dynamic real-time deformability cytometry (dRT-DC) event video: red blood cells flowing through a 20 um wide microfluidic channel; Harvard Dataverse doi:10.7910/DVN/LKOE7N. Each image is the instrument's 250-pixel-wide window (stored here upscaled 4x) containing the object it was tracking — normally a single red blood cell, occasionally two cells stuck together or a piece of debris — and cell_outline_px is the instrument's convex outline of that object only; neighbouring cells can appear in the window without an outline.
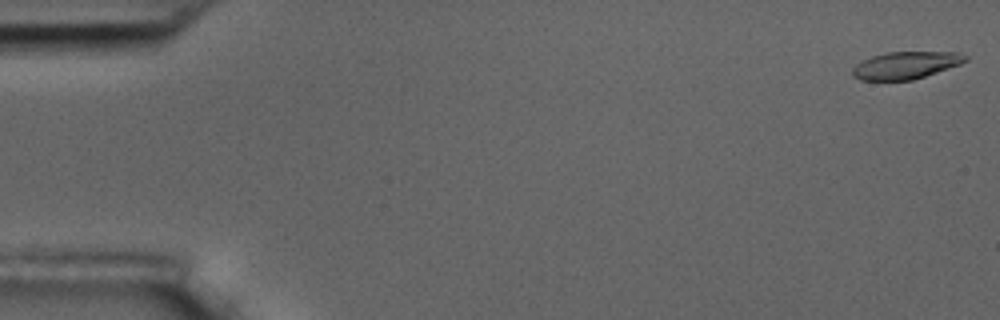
{"species": "common noctule bat (a hibernating species)", "species_latin": "Nyctalus noctula", "temperature_condition": "room temperature", "stored_images_in_passage": 56, "camera_frame_rate_fps": 3000, "um_per_image_px": 0.085, "animal": {"sex": "male", "body_mass_g": 17.5, "forearm_length_mm": 52.3}, "frame": {"image": 1, "passage_image": 1, "time_ms": 0.0, "image_size_px": [1000, 320], "cell_outline_px": [[968, 60], [960, 64], [912, 80], [860, 80], [852, 76], [852, 68], [856, 64], [872, 56], [888, 52], [956, 52], [968, 56]], "centroid_in_image_um": [76.97, 5.54], "position_along_channel_um": 8.0, "area_um2": 17.8}}
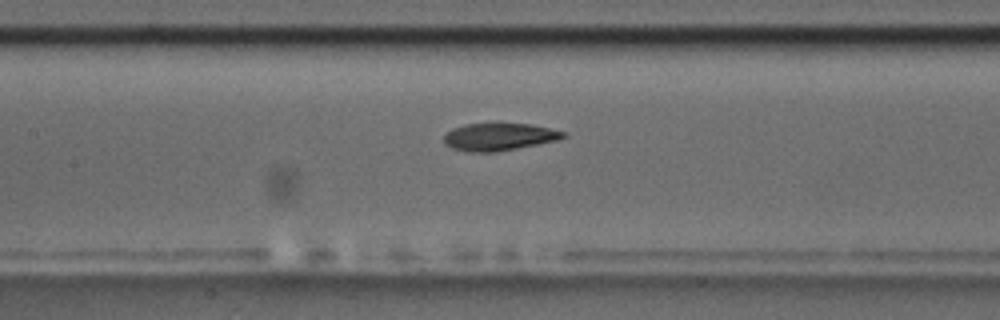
{"frame": {"image": 2, "passage_image": 26, "time_ms": 8.333, "image_size_px": [1000, 320], "cell_outline_px": [[568, 136], [556, 140], [496, 152], [468, 152], [452, 148], [444, 144], [444, 136], [452, 128], [464, 124], [528, 124], [568, 132]], "centroid_in_image_um": [42.4, 11.63], "position_along_channel_um": 165.0, "area_um2": 18.9}}
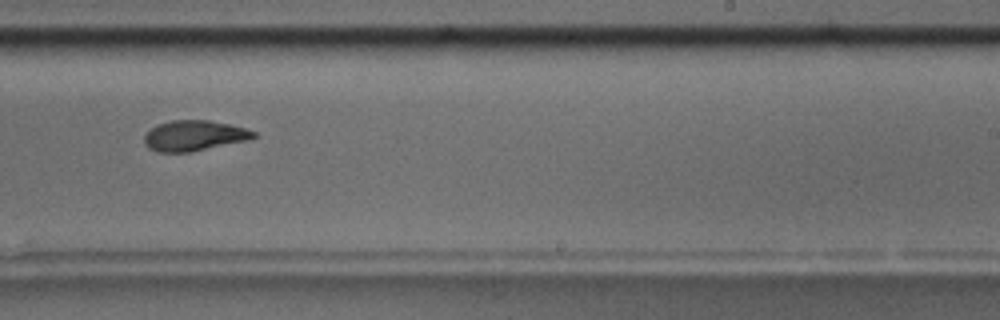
{"frame": {"image": 3, "passage_image": 35, "time_ms": 11.333, "image_size_px": [1000, 320], "cell_outline_px": [[256, 136], [248, 140], [192, 152], [156, 152], [148, 148], [144, 144], [144, 136], [156, 124], [172, 120], [208, 120], [228, 124], [244, 128], [256, 132]], "centroid_in_image_um": [16.47, 11.54], "position_along_channel_um": 272.5, "area_um2": 19.42}}